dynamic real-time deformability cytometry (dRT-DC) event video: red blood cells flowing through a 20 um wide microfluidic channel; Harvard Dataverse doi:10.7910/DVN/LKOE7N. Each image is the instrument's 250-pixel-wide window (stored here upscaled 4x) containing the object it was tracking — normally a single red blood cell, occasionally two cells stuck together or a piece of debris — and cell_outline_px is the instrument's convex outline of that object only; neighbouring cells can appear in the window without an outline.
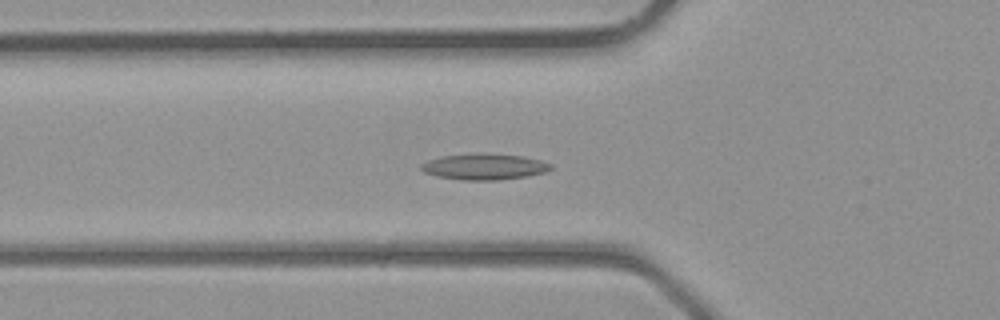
{"species": "common noctule bat (a hibernating species)", "species_latin": "Nyctalus noctula", "temperature_condition": "room temperature", "stored_images_in_passage": 40, "camera_frame_rate_fps": 3000, "um_per_image_px": 0.085, "animal": {"sex": "male", "body_mass_g": 23.1, "forearm_length_mm": 52.7}, "frame": {"image": 1, "passage_image": 15, "time_ms": 4.667, "image_size_px": [1000, 320], "cell_outline_px": [[552, 168], [544, 172], [524, 176], [496, 180], [464, 180], [436, 176], [424, 172], [420, 168], [420, 164], [428, 160], [444, 156], [476, 152], [480, 152], [524, 156], [540, 160], [552, 164]], "centroid_in_image_um": [41.14, 14.15], "position_along_channel_um": 84.7, "area_um2": 19.71}}
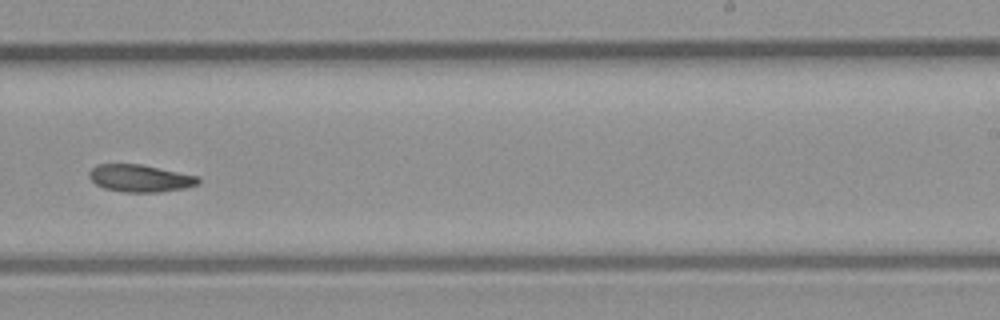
{"frame": {"image": 2, "passage_image": 26, "time_ms": 8.333, "image_size_px": [1000, 320], "cell_outline_px": [[200, 184], [184, 188], [160, 192], [124, 192], [104, 188], [96, 184], [88, 176], [88, 172], [96, 164], [140, 164], [200, 176]], "centroid_in_image_um": [11.92, 15.15], "position_along_channel_um": 277.1, "area_um2": 17.46}}
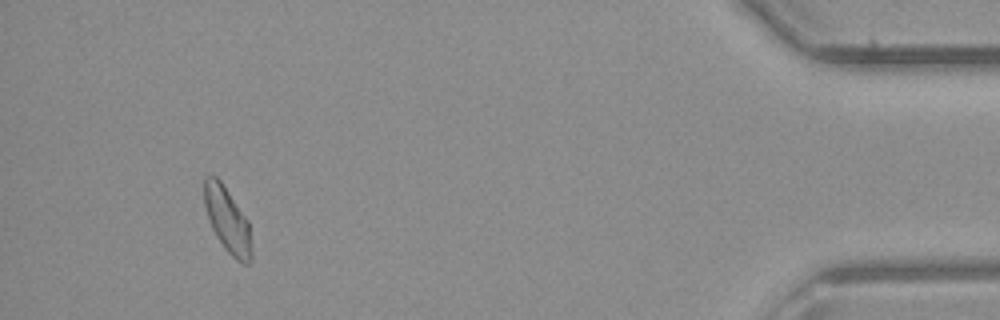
{"frame": {"image": 3, "passage_image": 38, "time_ms": 12.333, "image_size_px": [1000, 320], "cell_outline_px": [[252, 256], [248, 264], [244, 264], [236, 260], [224, 248], [216, 236], [212, 228], [204, 204], [204, 176], [216, 176], [220, 180], [248, 220], [252, 252]], "centroid_in_image_um": [19.33, 18.71], "position_along_channel_um": 415.9, "area_um2": 17.8}}